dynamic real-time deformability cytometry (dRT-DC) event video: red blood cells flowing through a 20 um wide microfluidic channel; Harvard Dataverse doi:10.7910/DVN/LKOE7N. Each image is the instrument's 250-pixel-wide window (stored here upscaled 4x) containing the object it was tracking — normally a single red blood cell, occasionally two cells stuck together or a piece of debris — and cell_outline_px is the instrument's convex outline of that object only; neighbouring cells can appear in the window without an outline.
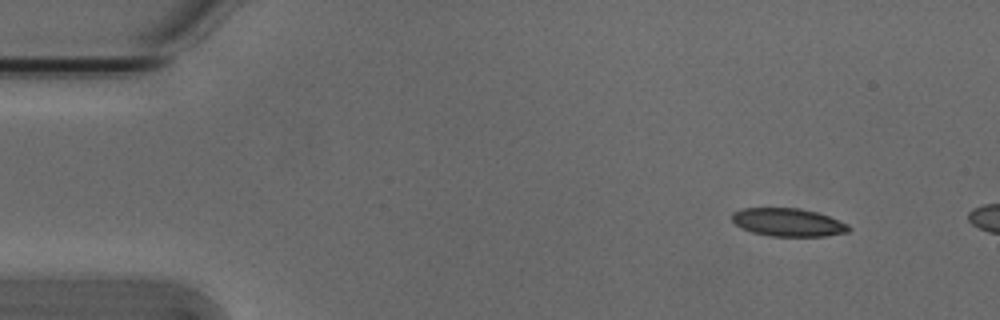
{"species": "Egyptian fruit bat (a non-hibernating species)", "species_latin": "Rousettus aegyptiacus", "temperature_condition": "cold", "stored_images_in_passage": 46, "camera_frame_rate_fps": 3000, "um_per_image_px": 0.085, "animal": {"sex": "male"}, "frame": {"image": 1, "passage_image": 1, "time_ms": 0.0, "image_size_px": [1000, 320], "cell_outline_px": [[852, 228], [848, 232], [824, 236], [772, 236], [752, 232], [740, 228], [732, 220], [732, 212], [740, 208], [800, 208], [816, 212], [828, 216], [848, 224]], "centroid_in_image_um": [66.97, 18.89], "position_along_channel_um": 18.0, "area_um2": 19.13}}
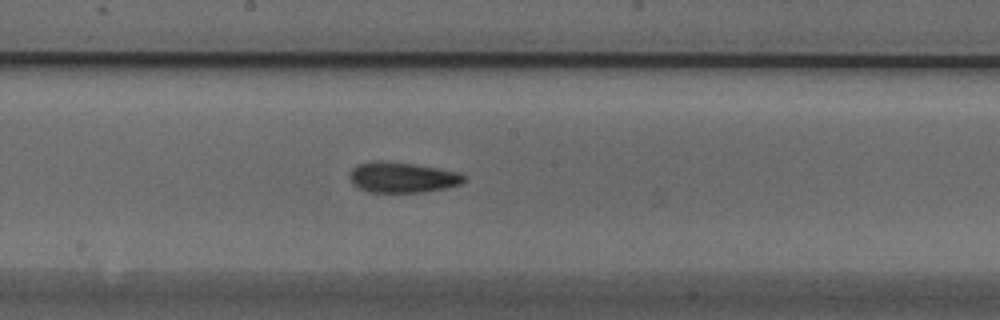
{"frame": {"image": 2, "passage_image": 24, "time_ms": 7.667, "image_size_px": [1000, 320], "cell_outline_px": [[464, 180], [460, 184], [448, 188], [424, 192], [368, 192], [352, 184], [352, 168], [356, 164], [372, 160], [380, 160], [412, 164], [436, 168], [456, 172], [464, 176]], "centroid_in_image_um": [34.17, 15.08], "position_along_channel_um": 214.0, "area_um2": 20.11}}
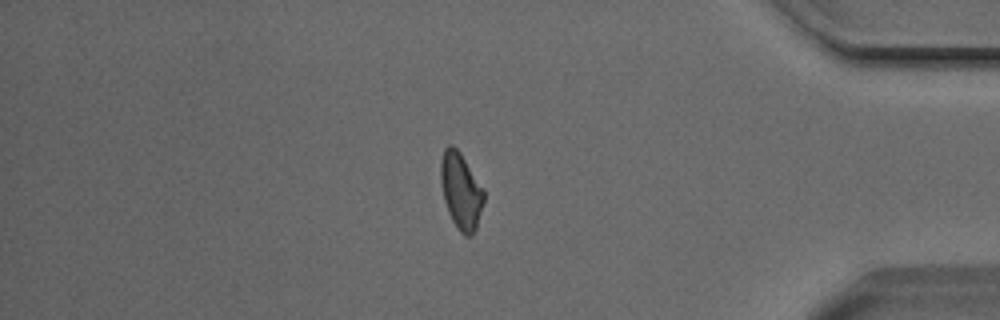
{"frame": {"image": 3, "passage_image": 41, "time_ms": 13.333, "image_size_px": [1000, 320], "cell_outline_px": [[484, 200], [476, 228], [472, 236], [464, 236], [460, 232], [452, 220], [448, 212], [444, 200], [440, 184], [440, 160], [444, 148], [448, 144], [452, 144], [460, 152], [484, 188]], "centroid_in_image_um": [39.16, 16.2], "position_along_channel_um": 396.0, "area_um2": 19.42}, "authors_computed_cell_mechanics": {"area_um2": 19.7098, "velocity_mm_per_s": 3.7993, "shape_relaxation_time_tau1_ms": null, "shape_relaxation_time_tau2_ms": 4.4187, "deformation_change_tau1": null, "deformation_change_tau2": 0.1269}}